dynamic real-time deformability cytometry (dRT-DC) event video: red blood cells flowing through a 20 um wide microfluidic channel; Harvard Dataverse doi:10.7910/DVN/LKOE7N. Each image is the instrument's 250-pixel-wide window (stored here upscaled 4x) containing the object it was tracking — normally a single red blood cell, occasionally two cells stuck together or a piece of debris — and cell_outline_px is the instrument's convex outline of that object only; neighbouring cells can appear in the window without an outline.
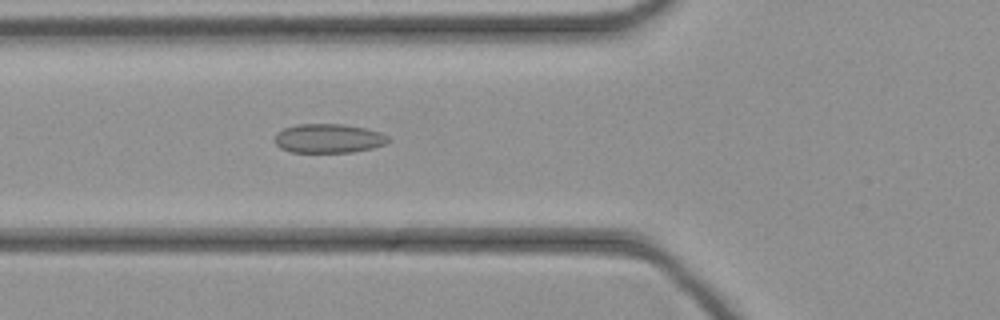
{"species": "common noctule bat (a hibernating species)", "species_latin": "Nyctalus noctula", "temperature_condition": "cold", "stored_images_in_passage": 27, "camera_frame_rate_fps": 3000, "um_per_image_px": 0.085, "animal": {"sex": "female", "body_mass_g": 21.9}, "frame": {"image": 1, "passage_image": 5, "time_ms": 1.333, "image_size_px": [1000, 320], "cell_outline_px": [[392, 140], [384, 144], [372, 148], [352, 152], [292, 152], [280, 148], [276, 144], [276, 132], [284, 128], [296, 124], [344, 124], [364, 128], [380, 132], [388, 136]], "centroid_in_image_um": [27.93, 11.76], "position_along_channel_um": 97.9, "area_um2": 19.25}}
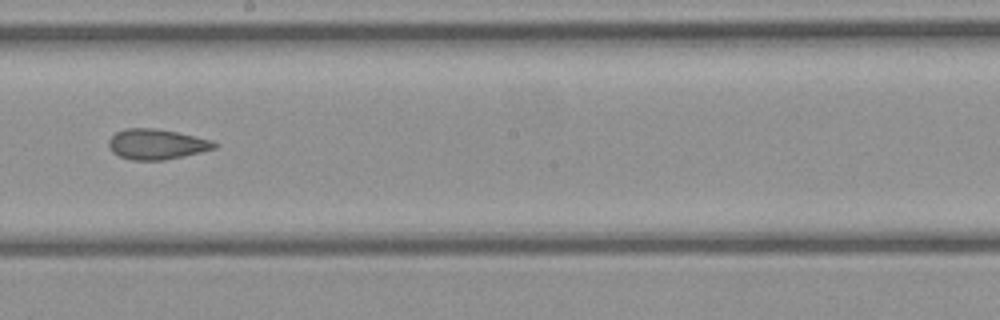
{"frame": {"image": 2, "passage_image": 14, "time_ms": 4.333, "image_size_px": [1000, 320], "cell_outline_px": [[220, 144], [216, 148], [184, 156], [164, 160], [132, 160], [120, 156], [112, 152], [108, 144], [108, 140], [116, 132], [124, 128], [156, 128], [176, 132], [212, 140]], "centroid_in_image_um": [13.32, 12.25], "position_along_channel_um": 234.9, "area_um2": 18.73}}
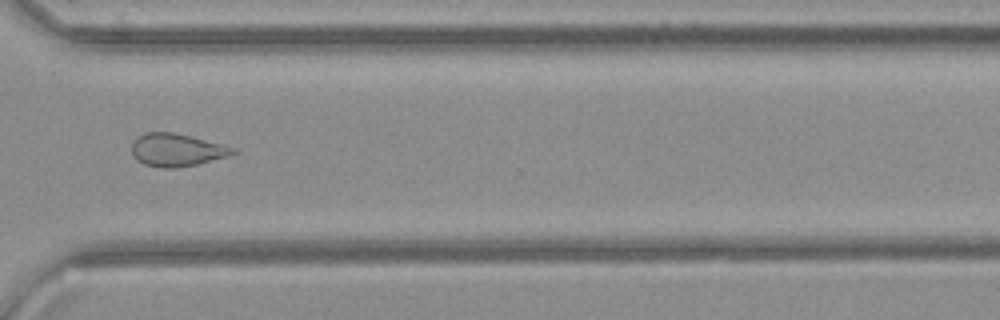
{"frame": {"image": 3, "passage_image": 22, "time_ms": 7.0, "image_size_px": [1000, 320], "cell_outline_px": [[236, 152], [228, 156], [196, 164], [176, 168], [160, 168], [144, 164], [136, 160], [132, 152], [132, 144], [140, 136], [148, 132], [172, 132], [192, 136], [224, 144], [236, 148]], "centroid_in_image_um": [15.04, 12.75], "position_along_channel_um": 355.6, "area_um2": 19.25}}